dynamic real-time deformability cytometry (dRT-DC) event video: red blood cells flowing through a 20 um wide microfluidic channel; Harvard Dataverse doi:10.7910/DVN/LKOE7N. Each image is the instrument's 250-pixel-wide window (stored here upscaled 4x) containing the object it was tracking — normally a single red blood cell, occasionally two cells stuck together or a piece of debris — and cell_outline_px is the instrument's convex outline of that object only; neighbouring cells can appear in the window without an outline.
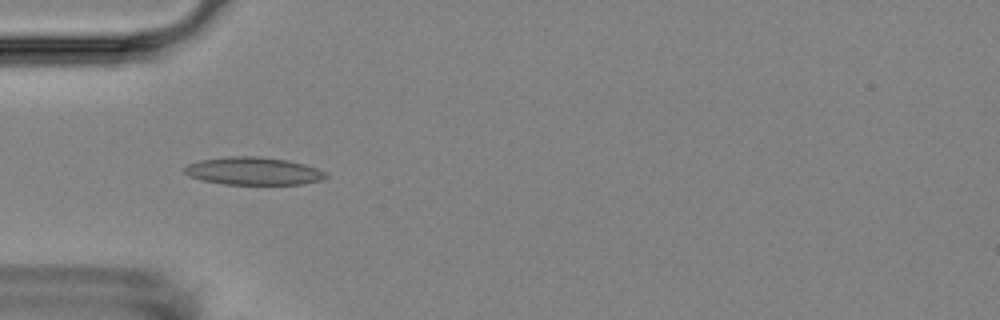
{"species": "Egyptian fruit bat (a non-hibernating species)", "species_latin": "Rousettus aegyptiacus", "temperature_condition": "room temperature", "stored_images_in_passage": 3, "camera_frame_rate_fps": 3000, "um_per_image_px": 0.085, "animal": {"sex": "female"}, "frame": {"image": 1, "passage_image": 2, "time_ms": 1.333, "image_size_px": [1000, 320], "cell_outline_px": [[328, 176], [320, 180], [300, 184], [224, 184], [200, 180], [188, 176], [184, 172], [184, 168], [188, 164], [200, 160], [228, 156], [256, 156], [288, 160], [304, 164], [316, 168], [324, 172]], "centroid_in_image_um": [21.49, 14.53], "position_along_channel_um": 63.5, "area_um2": 22.77}}
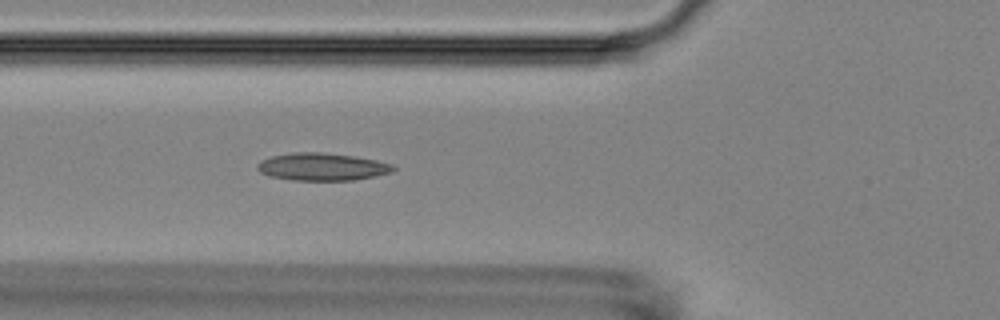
{"frame": {"image": 2, "passage_image": 3, "time_ms": 2.333, "image_size_px": [1000, 320], "cell_outline_px": [[396, 168], [392, 172], [376, 176], [352, 180], [292, 180], [268, 176], [260, 172], [256, 168], [256, 164], [260, 160], [272, 156], [292, 152], [324, 152], [352, 156], [376, 160], [392, 164]], "centroid_in_image_um": [27.34, 14.17], "position_along_channel_um": 98.5, "area_um2": 21.91}}